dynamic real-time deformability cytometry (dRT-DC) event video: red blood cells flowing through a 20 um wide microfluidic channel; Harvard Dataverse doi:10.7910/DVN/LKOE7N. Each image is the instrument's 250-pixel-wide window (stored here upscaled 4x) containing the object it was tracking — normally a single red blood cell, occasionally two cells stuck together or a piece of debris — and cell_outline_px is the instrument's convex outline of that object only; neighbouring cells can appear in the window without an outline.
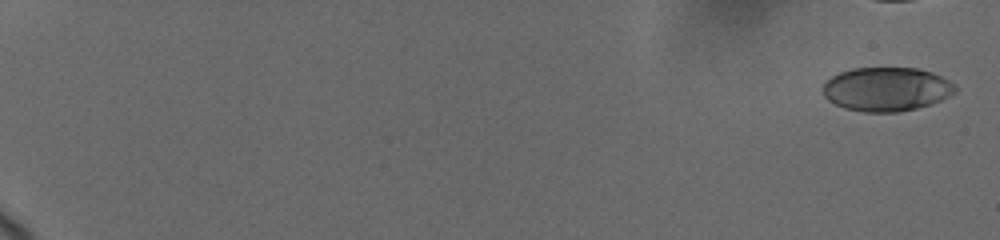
{"species": "human", "species_latin": "Homo sapiens", "temperature_condition": "cold", "stored_images_in_passage": 12, "camera_frame_rate_fps": 3000, "um_per_image_px": 0.085, "donor": {"sex": "female"}, "frame": {"image": 1, "passage_image": 1, "time_ms": 0.0, "image_size_px": [1000, 240], "cell_outline_px": [[956, 92], [940, 100], [916, 108], [896, 112], [864, 112], [844, 108], [828, 100], [824, 96], [820, 88], [832, 76], [840, 72], [852, 68], [916, 68], [932, 72], [956, 84]], "centroid_in_image_um": [75.33, 7.57], "position_along_channel_um": 9.7, "area_um2": 33.81}}